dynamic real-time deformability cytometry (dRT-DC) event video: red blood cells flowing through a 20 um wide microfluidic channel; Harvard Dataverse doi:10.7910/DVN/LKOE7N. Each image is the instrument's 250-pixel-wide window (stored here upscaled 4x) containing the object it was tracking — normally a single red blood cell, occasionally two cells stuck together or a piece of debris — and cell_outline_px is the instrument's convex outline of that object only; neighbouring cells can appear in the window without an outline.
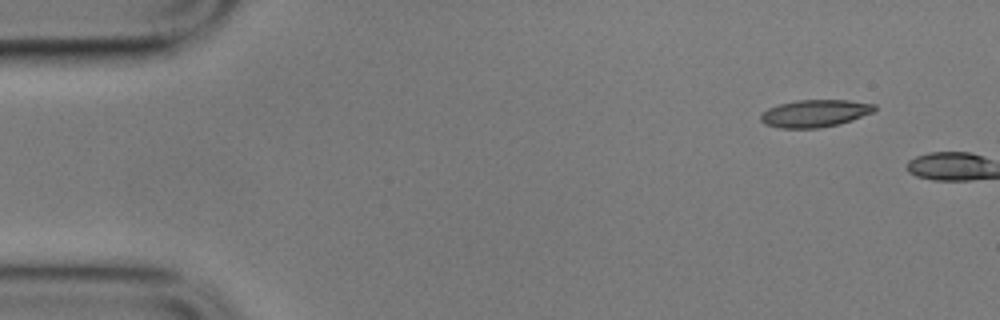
{"species": "common noctule bat (a hibernating species)", "species_latin": "Nyctalus noctula", "temperature_condition": "cold", "stored_images_in_passage": 2, "camera_frame_rate_fps": 3000, "um_per_image_px": 0.085, "animal": {"sex": "male", "body_mass_g": 17.9}, "frame": {"image": 1, "passage_image": 1, "time_ms": 0.0, "image_size_px": [1000, 320], "cell_outline_px": [[876, 108], [872, 112], [852, 120], [840, 124], [820, 128], [780, 128], [764, 124], [760, 120], [760, 116], [768, 108], [780, 104], [796, 100], [848, 100], [876, 104]], "centroid_in_image_um": [69.26, 9.64], "position_along_channel_um": 15.7, "area_um2": 18.15}}